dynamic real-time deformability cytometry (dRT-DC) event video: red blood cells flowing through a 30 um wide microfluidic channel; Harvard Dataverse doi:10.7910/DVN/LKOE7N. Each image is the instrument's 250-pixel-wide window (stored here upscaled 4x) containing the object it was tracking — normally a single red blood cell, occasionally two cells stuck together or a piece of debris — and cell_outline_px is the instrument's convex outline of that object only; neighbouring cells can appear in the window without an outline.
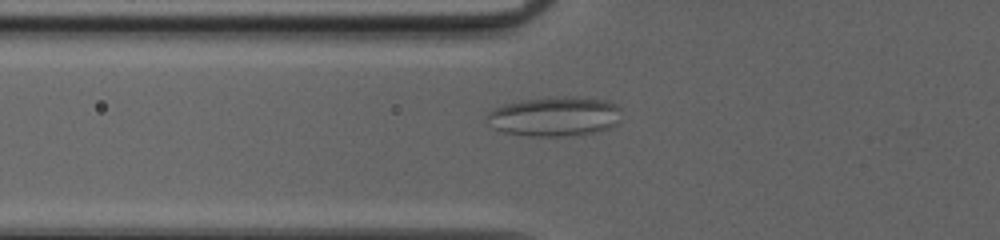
{"species": "common noctule bat (a hibernating species)", "species_latin": "Nyctalus noctula", "temperature_condition": "cold", "stored_images_in_passage": 55, "camera_frame_rate_fps": 3000, "um_per_image_px": 0.085, "animal": {"sex": "female", "body_mass_g": 20.0, "forearm_length_mm": 54.0}, "frame": {"image": 1, "passage_image": 23, "time_ms": 7.333, "image_size_px": [1000, 240], "cell_outline_px": [[620, 120], [616, 124], [608, 128], [592, 132], [564, 136], [528, 136], [504, 132], [492, 128], [484, 116], [488, 112], [504, 104], [520, 100], [564, 96], [572, 96], [608, 100], [616, 104], [620, 108]], "centroid_in_image_um": [47.13, 9.89], "position_along_channel_um": 78.7, "area_um2": 31.15}}
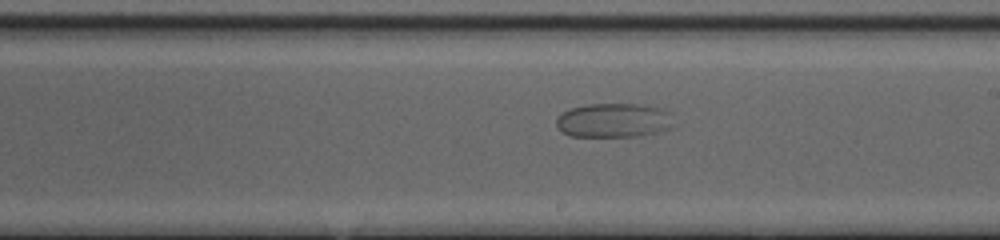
{"frame": {"image": 2, "passage_image": 35, "time_ms": 11.333, "image_size_px": [1000, 240], "cell_outline_px": [[676, 124], [672, 128], [656, 132], [636, 136], [572, 136], [560, 132], [556, 124], [556, 116], [572, 108], [588, 104], [636, 104], [660, 108], [672, 112]], "centroid_in_image_um": [52.21, 10.23], "position_along_channel_um": 236.8, "area_um2": 23.64}}
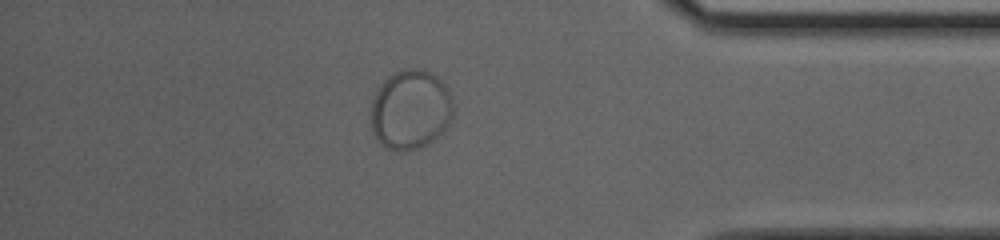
{"frame": {"image": 3, "passage_image": 49, "time_ms": 16.0, "image_size_px": [1000, 240], "cell_outline_px": [[452, 120], [432, 140], [416, 148], [388, 148], [380, 144], [372, 128], [372, 100], [380, 84], [388, 76], [404, 68], [424, 68], [436, 76], [448, 88], [452, 100]], "centroid_in_image_um": [34.9, 9.24], "position_along_channel_um": 400.3, "area_um2": 37.51}}